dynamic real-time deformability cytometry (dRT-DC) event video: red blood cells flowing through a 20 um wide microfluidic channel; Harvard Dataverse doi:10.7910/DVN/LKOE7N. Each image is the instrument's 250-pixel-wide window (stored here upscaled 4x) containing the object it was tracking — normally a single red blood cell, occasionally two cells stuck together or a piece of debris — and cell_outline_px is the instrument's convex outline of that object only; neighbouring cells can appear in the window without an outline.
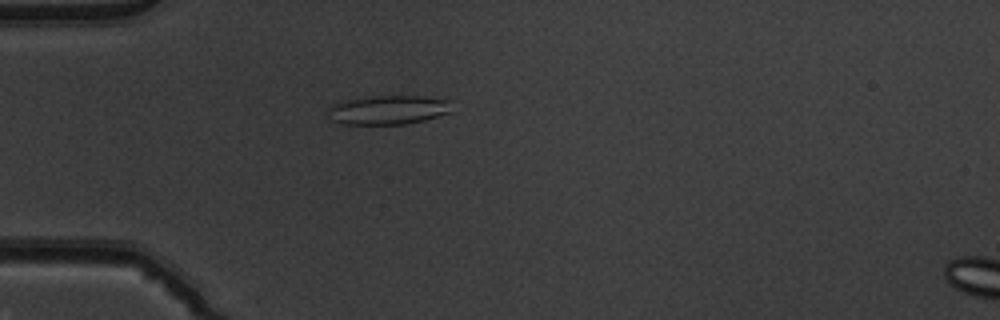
{"species": "common noctule bat (a hibernating species)", "species_latin": "Nyctalus noctula", "temperature_condition": "warm", "stored_images_in_passage": 30, "camera_frame_rate_fps": 3000, "um_per_image_px": 0.085, "animal": {"sex": "male", "body_mass_g": 19.5, "forearm_length_mm": 54.6}, "frame": {"image": 1, "passage_image": 2, "time_ms": 0.333, "image_size_px": [1000, 320], "cell_outline_px": [[452, 112], [424, 120], [404, 124], [344, 124], [332, 120], [328, 112], [328, 108], [332, 104], [344, 100], [372, 96], [420, 96], [448, 100]], "centroid_in_image_um": [32.97, 9.34], "position_along_channel_um": 52.0, "area_um2": 20.87}}
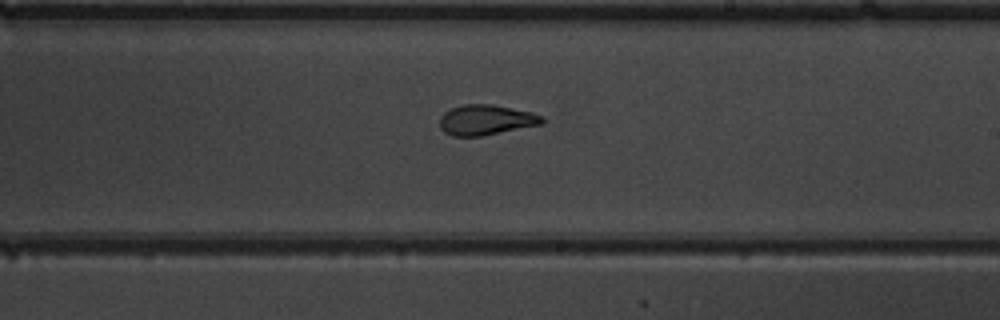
{"frame": {"image": 2, "passage_image": 18, "time_ms": 5.667, "image_size_px": [1000, 320], "cell_outline_px": [[544, 124], [480, 136], [452, 136], [444, 132], [440, 128], [440, 116], [444, 112], [452, 108], [464, 104], [492, 104], [532, 112], [544, 116]], "centroid_in_image_um": [41.32, 10.19], "position_along_channel_um": 247.7, "area_um2": 18.15}}
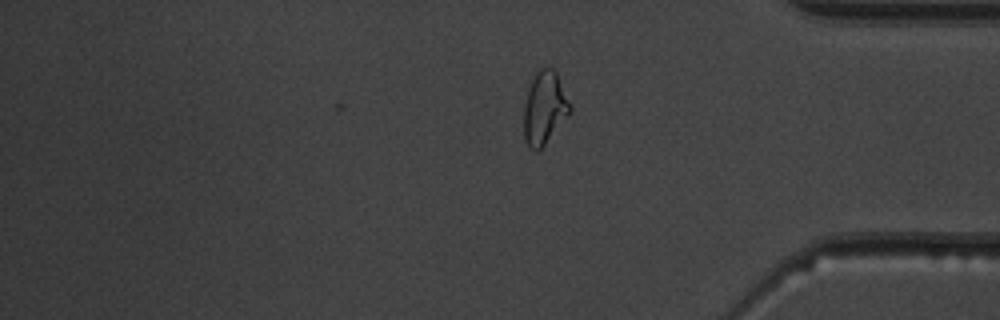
{"frame": {"image": 3, "passage_image": 30, "time_ms": 9.667, "image_size_px": [1000, 320], "cell_outline_px": [[572, 112], [544, 144], [536, 152], [524, 140], [524, 108], [528, 92], [532, 80], [536, 72], [540, 68], [552, 68], [556, 72], [572, 108]], "centroid_in_image_um": [46.29, 9.18], "position_along_channel_um": 388.9, "area_um2": 19.19}, "authors_computed_cell_mechanics": {"area_um2": 18.0047, "velocity_mm_per_s": 3.9183, "shape_relaxation_time_tau1_ms": 5.6133, "shape_relaxation_time_tau2_ms": 1.4684, "deformation_change_tau1": 0.1821, "deformation_change_tau2": 0.0976}}